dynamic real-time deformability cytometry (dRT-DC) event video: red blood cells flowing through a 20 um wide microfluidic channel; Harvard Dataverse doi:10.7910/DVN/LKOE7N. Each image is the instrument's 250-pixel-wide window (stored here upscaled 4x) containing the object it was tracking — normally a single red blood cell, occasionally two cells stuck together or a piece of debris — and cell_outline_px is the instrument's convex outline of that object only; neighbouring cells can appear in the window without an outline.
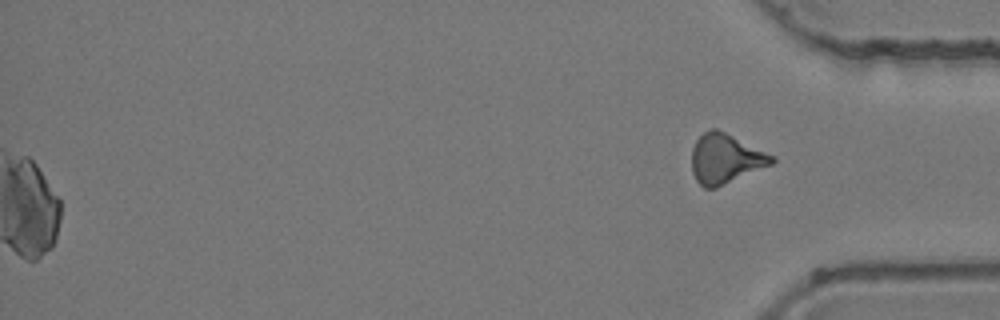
{"species": "common noctule bat (a hibernating species)", "species_latin": "Nyctalus noctula", "temperature_condition": "room temperature", "stored_images_in_passage": 41, "camera_frame_rate_fps": 3000, "um_per_image_px": 0.085, "animal": {"sex": "female", "body_mass_g": 24.6, "forearm_length_mm": 56.2}, "frame": {"image": 1, "passage_image": 41, "time_ms": 13.333, "image_size_px": [1000, 320], "cell_outline_px": [[776, 160], [772, 164], [716, 188], [704, 188], [696, 180], [692, 172], [692, 148], [696, 140], [704, 132], [712, 128], [716, 128], [776, 156]], "centroid_in_image_um": [61.66, 13.49], "position_along_channel_um": 373.5, "area_um2": 23.12}}